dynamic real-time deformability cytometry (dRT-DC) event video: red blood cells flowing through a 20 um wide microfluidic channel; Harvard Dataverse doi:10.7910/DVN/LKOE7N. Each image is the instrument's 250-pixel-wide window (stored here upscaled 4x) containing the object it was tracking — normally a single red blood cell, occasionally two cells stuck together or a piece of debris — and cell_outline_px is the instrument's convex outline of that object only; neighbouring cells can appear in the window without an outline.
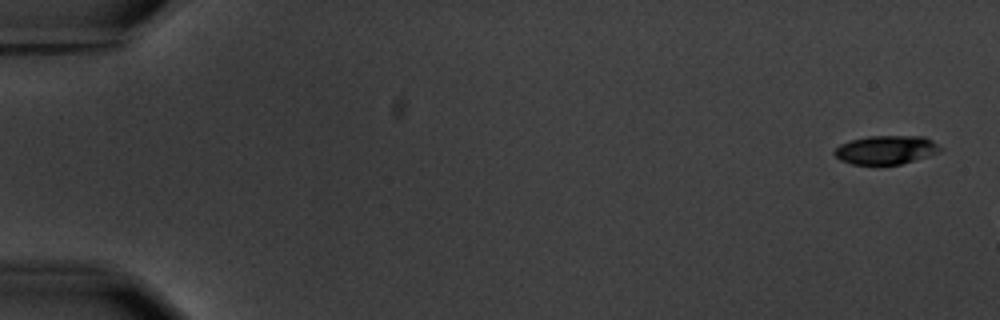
{"species": "common noctule bat (a hibernating species)", "species_latin": "Nyctalus noctula", "temperature_condition": "warm", "stored_images_in_passage": 3, "camera_frame_rate_fps": 3000, "um_per_image_px": 0.085, "animal": {"sex": "male", "body_mass_g": 20.1, "forearm_length_mm": 53.5}, "frame": {"image": 1, "passage_image": 1, "time_ms": 0.0, "image_size_px": [1000, 320], "cell_outline_px": [[944, 148], [940, 152], [928, 156], [900, 164], [852, 164], [840, 160], [832, 152], [840, 144], [852, 140], [868, 136], [924, 136], [932, 140]], "centroid_in_image_um": [75.34, 12.73], "position_along_channel_um": 9.7, "area_um2": 17.69}}